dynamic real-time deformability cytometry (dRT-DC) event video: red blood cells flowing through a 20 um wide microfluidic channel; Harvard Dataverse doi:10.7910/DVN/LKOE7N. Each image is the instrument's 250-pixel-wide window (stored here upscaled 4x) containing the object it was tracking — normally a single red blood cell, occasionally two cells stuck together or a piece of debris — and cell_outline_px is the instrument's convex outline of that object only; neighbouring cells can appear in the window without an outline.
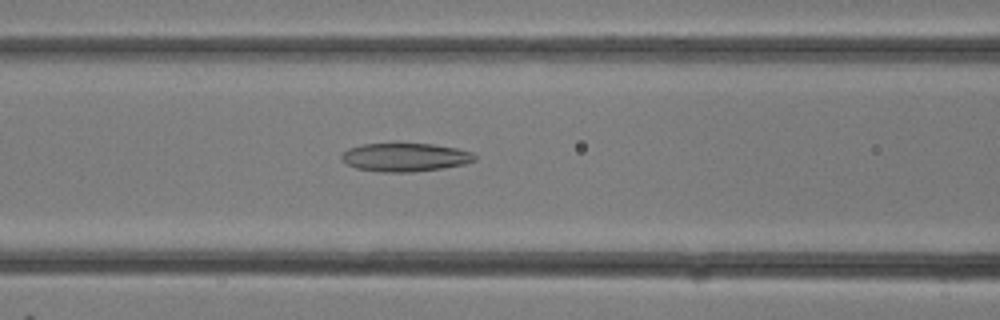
{"species": "common noctule bat (a hibernating species)", "species_latin": "Nyctalus noctula", "temperature_condition": "room temperature", "stored_images_in_passage": 30, "camera_frame_rate_fps": 3000, "um_per_image_px": 0.085, "animal": {"sex": "female"}, "frame": {"image": 1, "passage_image": 12, "time_ms": 3.667, "image_size_px": [1000, 320], "cell_outline_px": [[476, 160], [464, 164], [444, 168], [412, 172], [384, 172], [356, 168], [340, 160], [340, 156], [348, 148], [364, 144], [396, 140], [432, 144], [456, 148], [472, 152], [476, 156]], "centroid_in_image_um": [34.41, 13.32], "position_along_channel_um": 132.2, "area_um2": 22.95}}
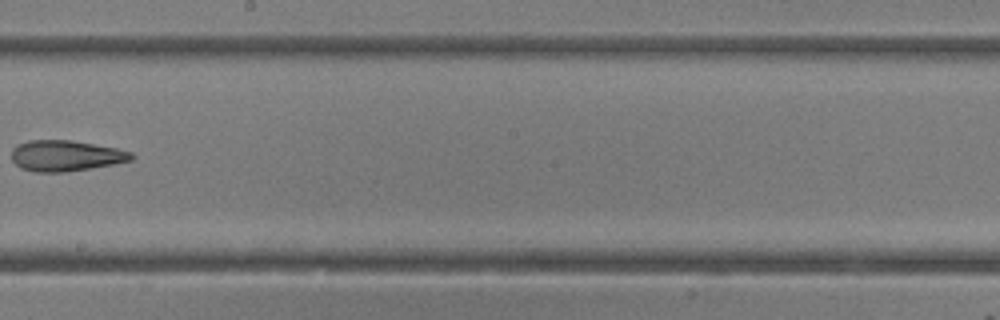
{"frame": {"image": 2, "passage_image": 17, "time_ms": 5.333, "image_size_px": [1000, 320], "cell_outline_px": [[136, 156], [132, 160], [116, 164], [64, 172], [36, 172], [20, 168], [12, 160], [12, 148], [16, 144], [28, 140], [72, 140], [116, 148], [132, 152]], "centroid_in_image_um": [5.59, 13.23], "position_along_channel_um": 242.6, "area_um2": 21.73}}
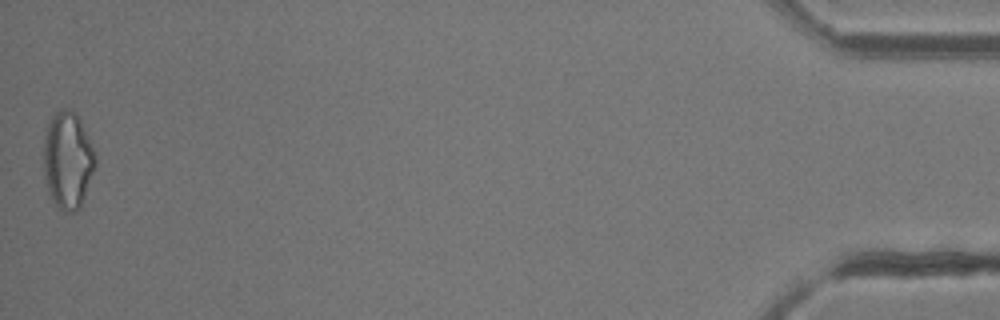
{"frame": {"image": 3, "passage_image": 30, "time_ms": 9.667, "image_size_px": [1000, 320], "cell_outline_px": [[96, 164], [80, 208], [76, 212], [64, 212], [52, 200], [48, 192], [44, 176], [44, 136], [48, 124], [52, 116], [60, 108], [72, 108], [76, 112], [96, 152]], "centroid_in_image_um": [5.76, 13.6], "position_along_channel_um": 429.4, "area_um2": 29.48}}